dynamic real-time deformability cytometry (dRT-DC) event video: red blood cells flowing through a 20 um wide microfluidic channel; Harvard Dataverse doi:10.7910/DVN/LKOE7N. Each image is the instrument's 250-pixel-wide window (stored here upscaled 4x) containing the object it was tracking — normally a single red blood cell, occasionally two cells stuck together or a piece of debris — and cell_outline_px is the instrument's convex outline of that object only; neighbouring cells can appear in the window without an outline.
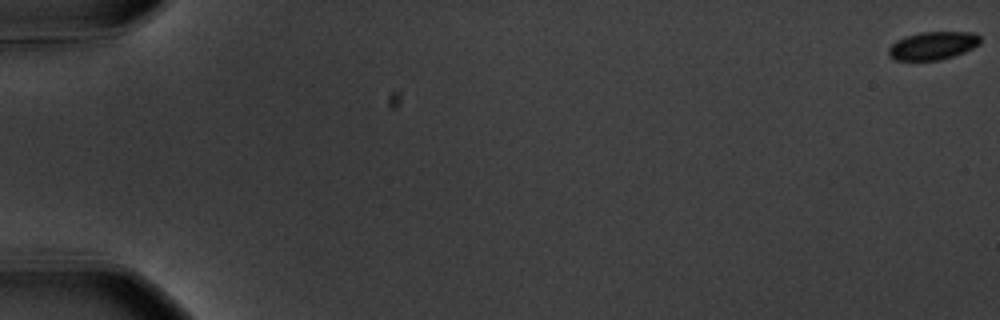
{"species": "common noctule bat (a hibernating species)", "species_latin": "Nyctalus noctula", "temperature_condition": "warm", "stored_images_in_passage": 59, "camera_frame_rate_fps": 3000, "um_per_image_px": 0.085, "animal": {"sex": "male", "body_mass_g": 20.1, "forearm_length_mm": 53.5}, "frame": {"image": 1, "passage_image": 1, "time_ms": 0.0, "image_size_px": [1000, 320], "cell_outline_px": [[980, 44], [964, 52], [940, 60], [896, 60], [888, 56], [888, 48], [896, 40], [904, 36], [920, 32], [976, 32], [980, 36]], "centroid_in_image_um": [79.28, 3.87], "position_along_channel_um": 5.7, "area_um2": 15.09}}
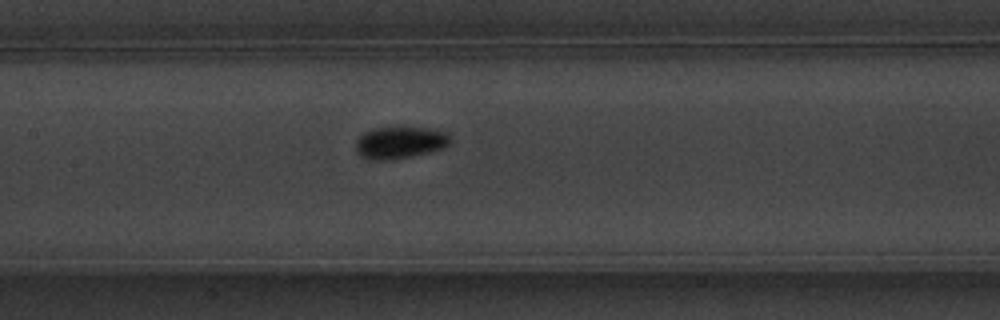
{"frame": {"image": 2, "passage_image": 30, "time_ms": 9.667, "image_size_px": [1000, 320], "cell_outline_px": [[452, 140], [444, 148], [396, 160], [368, 160], [360, 156], [356, 152], [356, 140], [364, 132], [376, 128], [424, 128], [448, 132]], "centroid_in_image_um": [33.98, 12.14], "position_along_channel_um": 173.4, "area_um2": 17.69}}
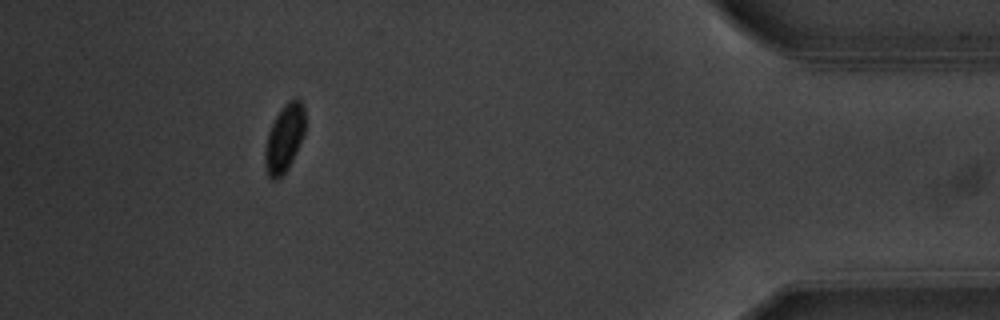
{"frame": {"image": 3, "passage_image": 54, "time_ms": 17.667, "image_size_px": [1000, 320], "cell_outline_px": [[304, 136], [288, 168], [276, 180], [272, 180], [268, 176], [264, 164], [264, 152], [268, 132], [276, 116], [284, 104], [288, 100], [296, 96], [300, 100], [304, 108]], "centroid_in_image_um": [24.16, 11.74], "position_along_channel_um": 411.0, "area_um2": 15.84}, "authors_computed_cell_mechanics": {"area_um2": 15.895, "velocity_mm_per_s": 3.5891, "shape_relaxation_time_tau1_ms": 6.3611, "shape_relaxation_time_tau2_ms": null, "deformation_change_tau1": 0.1251, "deformation_change_tau2": null}}